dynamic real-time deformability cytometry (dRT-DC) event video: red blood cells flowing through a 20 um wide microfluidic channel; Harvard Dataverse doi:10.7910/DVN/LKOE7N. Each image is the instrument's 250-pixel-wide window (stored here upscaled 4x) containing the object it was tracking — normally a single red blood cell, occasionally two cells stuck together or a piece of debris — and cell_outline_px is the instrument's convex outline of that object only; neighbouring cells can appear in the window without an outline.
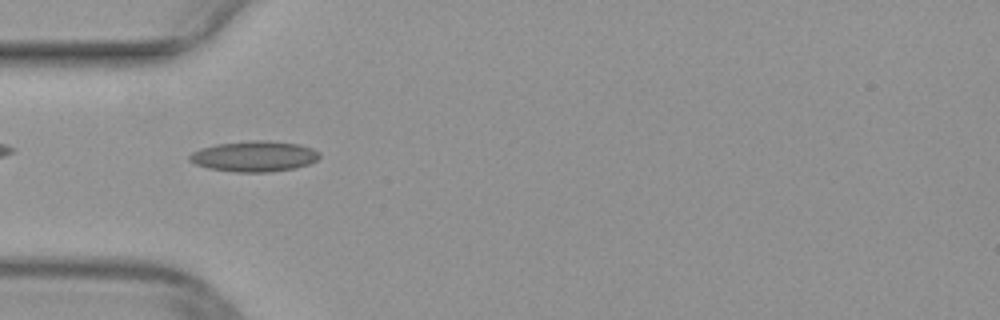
{"species": "common noctule bat (a hibernating species)", "species_latin": "Nyctalus noctula", "temperature_condition": "warm", "stored_images_in_passage": 38, "camera_frame_rate_fps": 3000, "um_per_image_px": 0.085, "animal": {"sex": "female", "body_mass_g": 29.2, "forearm_length_mm": 56.3}, "frame": {"image": 1, "passage_image": 3, "time_ms": 0.667, "image_size_px": [1000, 320], "cell_outline_px": [[320, 156], [316, 160], [308, 164], [296, 168], [268, 172], [236, 172], [208, 168], [196, 164], [188, 160], [188, 156], [192, 152], [200, 148], [216, 144], [252, 140], [268, 140], [300, 144], [312, 148], [320, 152]], "centroid_in_image_um": [21.61, 13.28], "position_along_channel_um": 63.4, "area_um2": 23.35}}
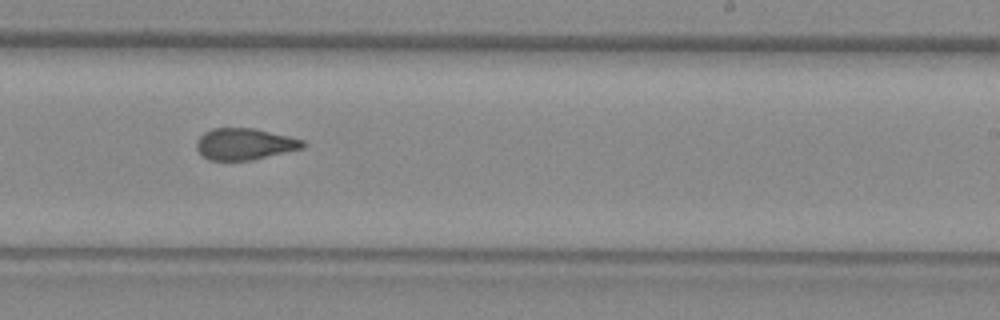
{"frame": {"image": 2, "passage_image": 18, "time_ms": 5.667, "image_size_px": [1000, 320], "cell_outline_px": [[304, 148], [248, 160], [208, 160], [196, 148], [196, 140], [204, 132], [212, 128], [256, 128], [304, 140]], "centroid_in_image_um": [20.77, 12.23], "position_along_channel_um": 268.2, "area_um2": 19.36}}
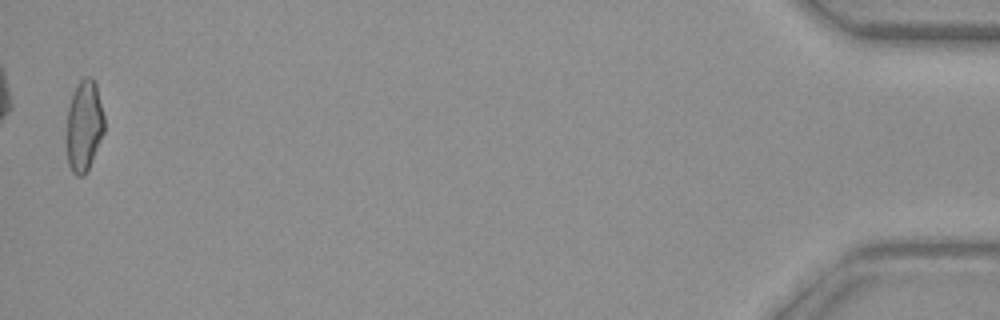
{"frame": {"image": 3, "passage_image": 37, "time_ms": 12.0, "image_size_px": [1000, 320], "cell_outline_px": [[104, 132], [92, 160], [84, 176], [76, 176], [72, 172], [68, 164], [68, 108], [76, 84], [84, 76], [92, 76], [96, 84], [104, 116]], "centroid_in_image_um": [7.17, 10.66], "position_along_channel_um": 428.0, "area_um2": 19.77}}